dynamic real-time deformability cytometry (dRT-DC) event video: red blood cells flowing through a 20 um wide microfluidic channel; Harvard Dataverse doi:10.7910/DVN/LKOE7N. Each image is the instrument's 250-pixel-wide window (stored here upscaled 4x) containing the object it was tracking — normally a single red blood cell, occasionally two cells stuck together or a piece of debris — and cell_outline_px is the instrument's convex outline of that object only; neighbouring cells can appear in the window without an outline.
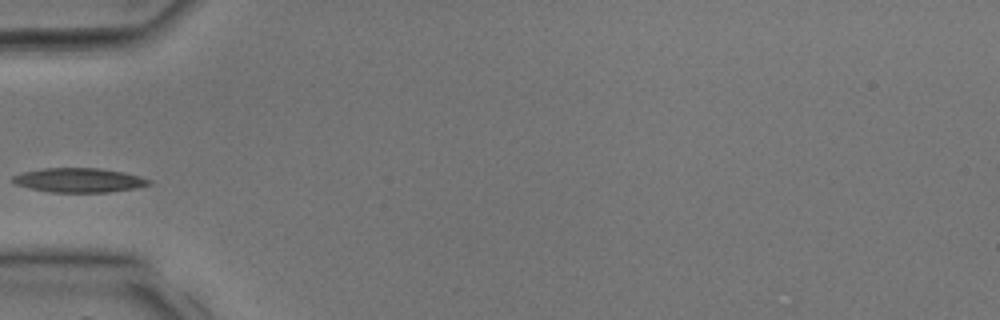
{"species": "common noctule bat (a hibernating species)", "species_latin": "Nyctalus noctula", "temperature_condition": "room temperature", "stored_images_in_passage": 1, "camera_frame_rate_fps": 3000, "um_per_image_px": 0.085, "animal": {"sex": "male", "body_mass_g": 17.9, "forearm_length_mm": 54.2}, "frame": {"image": 1, "passage_image": 1, "time_ms": 0.0, "image_size_px": [1000, 320], "cell_outline_px": [[152, 184], [136, 188], [108, 192], [48, 192], [16, 184], [12, 180], [12, 176], [24, 172], [44, 168], [100, 168], [124, 172], [140, 176], [152, 180]], "centroid_in_image_um": [6.77, 15.31], "position_along_channel_um": 78.2, "area_um2": 19.25}}